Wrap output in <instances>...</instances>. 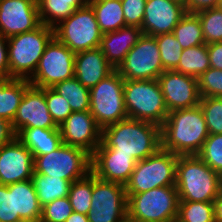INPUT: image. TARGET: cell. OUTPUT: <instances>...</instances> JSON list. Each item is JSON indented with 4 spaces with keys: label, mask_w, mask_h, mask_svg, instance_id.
Segmentation results:
<instances>
[{
    "label": "cell",
    "mask_w": 222,
    "mask_h": 222,
    "mask_svg": "<svg viewBox=\"0 0 222 222\" xmlns=\"http://www.w3.org/2000/svg\"><path fill=\"white\" fill-rule=\"evenodd\" d=\"M208 136L200 105L170 111L161 126V147L178 156L198 155Z\"/></svg>",
    "instance_id": "1"
},
{
    "label": "cell",
    "mask_w": 222,
    "mask_h": 222,
    "mask_svg": "<svg viewBox=\"0 0 222 222\" xmlns=\"http://www.w3.org/2000/svg\"><path fill=\"white\" fill-rule=\"evenodd\" d=\"M101 143L114 154L146 159L161 148V127L157 124L126 118L101 129Z\"/></svg>",
    "instance_id": "2"
},
{
    "label": "cell",
    "mask_w": 222,
    "mask_h": 222,
    "mask_svg": "<svg viewBox=\"0 0 222 222\" xmlns=\"http://www.w3.org/2000/svg\"><path fill=\"white\" fill-rule=\"evenodd\" d=\"M175 186L180 201L213 202L222 190V176L198 155L178 156Z\"/></svg>",
    "instance_id": "3"
},
{
    "label": "cell",
    "mask_w": 222,
    "mask_h": 222,
    "mask_svg": "<svg viewBox=\"0 0 222 222\" xmlns=\"http://www.w3.org/2000/svg\"><path fill=\"white\" fill-rule=\"evenodd\" d=\"M53 38L54 28L43 23L32 31L7 38L9 77L29 79Z\"/></svg>",
    "instance_id": "4"
},
{
    "label": "cell",
    "mask_w": 222,
    "mask_h": 222,
    "mask_svg": "<svg viewBox=\"0 0 222 222\" xmlns=\"http://www.w3.org/2000/svg\"><path fill=\"white\" fill-rule=\"evenodd\" d=\"M179 195L175 185L127 195V216L134 222H176Z\"/></svg>",
    "instance_id": "5"
},
{
    "label": "cell",
    "mask_w": 222,
    "mask_h": 222,
    "mask_svg": "<svg viewBox=\"0 0 222 222\" xmlns=\"http://www.w3.org/2000/svg\"><path fill=\"white\" fill-rule=\"evenodd\" d=\"M124 101L130 119L161 127L169 113L157 79L124 80Z\"/></svg>",
    "instance_id": "6"
},
{
    "label": "cell",
    "mask_w": 222,
    "mask_h": 222,
    "mask_svg": "<svg viewBox=\"0 0 222 222\" xmlns=\"http://www.w3.org/2000/svg\"><path fill=\"white\" fill-rule=\"evenodd\" d=\"M177 160L178 155L161 147L151 156L138 161L125 184L126 196L175 185Z\"/></svg>",
    "instance_id": "7"
},
{
    "label": "cell",
    "mask_w": 222,
    "mask_h": 222,
    "mask_svg": "<svg viewBox=\"0 0 222 222\" xmlns=\"http://www.w3.org/2000/svg\"><path fill=\"white\" fill-rule=\"evenodd\" d=\"M89 112L101 129L128 118L124 79L116 69L90 89Z\"/></svg>",
    "instance_id": "8"
},
{
    "label": "cell",
    "mask_w": 222,
    "mask_h": 222,
    "mask_svg": "<svg viewBox=\"0 0 222 222\" xmlns=\"http://www.w3.org/2000/svg\"><path fill=\"white\" fill-rule=\"evenodd\" d=\"M34 172L71 183L91 172V155L85 150L62 143L51 153L34 157Z\"/></svg>",
    "instance_id": "9"
},
{
    "label": "cell",
    "mask_w": 222,
    "mask_h": 222,
    "mask_svg": "<svg viewBox=\"0 0 222 222\" xmlns=\"http://www.w3.org/2000/svg\"><path fill=\"white\" fill-rule=\"evenodd\" d=\"M102 35L88 3L54 27V37L74 53L99 47Z\"/></svg>",
    "instance_id": "10"
},
{
    "label": "cell",
    "mask_w": 222,
    "mask_h": 222,
    "mask_svg": "<svg viewBox=\"0 0 222 222\" xmlns=\"http://www.w3.org/2000/svg\"><path fill=\"white\" fill-rule=\"evenodd\" d=\"M75 53L55 37L46 46L34 74L28 79L31 86L52 88L74 77Z\"/></svg>",
    "instance_id": "11"
},
{
    "label": "cell",
    "mask_w": 222,
    "mask_h": 222,
    "mask_svg": "<svg viewBox=\"0 0 222 222\" xmlns=\"http://www.w3.org/2000/svg\"><path fill=\"white\" fill-rule=\"evenodd\" d=\"M116 70L124 80L157 79L165 70L155 37L143 34Z\"/></svg>",
    "instance_id": "12"
},
{
    "label": "cell",
    "mask_w": 222,
    "mask_h": 222,
    "mask_svg": "<svg viewBox=\"0 0 222 222\" xmlns=\"http://www.w3.org/2000/svg\"><path fill=\"white\" fill-rule=\"evenodd\" d=\"M89 222H120L127 217L125 185L105 181L93 174Z\"/></svg>",
    "instance_id": "13"
},
{
    "label": "cell",
    "mask_w": 222,
    "mask_h": 222,
    "mask_svg": "<svg viewBox=\"0 0 222 222\" xmlns=\"http://www.w3.org/2000/svg\"><path fill=\"white\" fill-rule=\"evenodd\" d=\"M157 80L168 112L199 105L201 95L198 78L174 70H166Z\"/></svg>",
    "instance_id": "14"
},
{
    "label": "cell",
    "mask_w": 222,
    "mask_h": 222,
    "mask_svg": "<svg viewBox=\"0 0 222 222\" xmlns=\"http://www.w3.org/2000/svg\"><path fill=\"white\" fill-rule=\"evenodd\" d=\"M16 136L24 128L57 129L49 113L45 88L30 86L20 102L12 122Z\"/></svg>",
    "instance_id": "15"
},
{
    "label": "cell",
    "mask_w": 222,
    "mask_h": 222,
    "mask_svg": "<svg viewBox=\"0 0 222 222\" xmlns=\"http://www.w3.org/2000/svg\"><path fill=\"white\" fill-rule=\"evenodd\" d=\"M41 24L37 0H0V33L9 38Z\"/></svg>",
    "instance_id": "16"
},
{
    "label": "cell",
    "mask_w": 222,
    "mask_h": 222,
    "mask_svg": "<svg viewBox=\"0 0 222 222\" xmlns=\"http://www.w3.org/2000/svg\"><path fill=\"white\" fill-rule=\"evenodd\" d=\"M62 143L92 155L101 143V128L89 111L72 112L59 126Z\"/></svg>",
    "instance_id": "17"
},
{
    "label": "cell",
    "mask_w": 222,
    "mask_h": 222,
    "mask_svg": "<svg viewBox=\"0 0 222 222\" xmlns=\"http://www.w3.org/2000/svg\"><path fill=\"white\" fill-rule=\"evenodd\" d=\"M34 158L25 145L15 138L0 148V184L9 185L31 180Z\"/></svg>",
    "instance_id": "18"
},
{
    "label": "cell",
    "mask_w": 222,
    "mask_h": 222,
    "mask_svg": "<svg viewBox=\"0 0 222 222\" xmlns=\"http://www.w3.org/2000/svg\"><path fill=\"white\" fill-rule=\"evenodd\" d=\"M185 14V3L171 0H146L142 32L150 36L172 33Z\"/></svg>",
    "instance_id": "19"
},
{
    "label": "cell",
    "mask_w": 222,
    "mask_h": 222,
    "mask_svg": "<svg viewBox=\"0 0 222 222\" xmlns=\"http://www.w3.org/2000/svg\"><path fill=\"white\" fill-rule=\"evenodd\" d=\"M137 162L132 155L114 154L100 143L91 155V172L102 180L125 185Z\"/></svg>",
    "instance_id": "20"
},
{
    "label": "cell",
    "mask_w": 222,
    "mask_h": 222,
    "mask_svg": "<svg viewBox=\"0 0 222 222\" xmlns=\"http://www.w3.org/2000/svg\"><path fill=\"white\" fill-rule=\"evenodd\" d=\"M114 70L99 47L75 53L74 77L88 89L93 88Z\"/></svg>",
    "instance_id": "21"
},
{
    "label": "cell",
    "mask_w": 222,
    "mask_h": 222,
    "mask_svg": "<svg viewBox=\"0 0 222 222\" xmlns=\"http://www.w3.org/2000/svg\"><path fill=\"white\" fill-rule=\"evenodd\" d=\"M142 35L143 32L140 27H122L116 31L104 33L99 48L107 61L117 69Z\"/></svg>",
    "instance_id": "22"
},
{
    "label": "cell",
    "mask_w": 222,
    "mask_h": 222,
    "mask_svg": "<svg viewBox=\"0 0 222 222\" xmlns=\"http://www.w3.org/2000/svg\"><path fill=\"white\" fill-rule=\"evenodd\" d=\"M16 138L32 153L33 158L51 153L62 144L59 127L57 129L24 128Z\"/></svg>",
    "instance_id": "23"
},
{
    "label": "cell",
    "mask_w": 222,
    "mask_h": 222,
    "mask_svg": "<svg viewBox=\"0 0 222 222\" xmlns=\"http://www.w3.org/2000/svg\"><path fill=\"white\" fill-rule=\"evenodd\" d=\"M28 79L3 78L0 79V117L13 122L16 111L30 87Z\"/></svg>",
    "instance_id": "24"
},
{
    "label": "cell",
    "mask_w": 222,
    "mask_h": 222,
    "mask_svg": "<svg viewBox=\"0 0 222 222\" xmlns=\"http://www.w3.org/2000/svg\"><path fill=\"white\" fill-rule=\"evenodd\" d=\"M87 3L88 0H37L40 22L54 28Z\"/></svg>",
    "instance_id": "25"
},
{
    "label": "cell",
    "mask_w": 222,
    "mask_h": 222,
    "mask_svg": "<svg viewBox=\"0 0 222 222\" xmlns=\"http://www.w3.org/2000/svg\"><path fill=\"white\" fill-rule=\"evenodd\" d=\"M15 215L22 220H40L42 207L32 180L14 183Z\"/></svg>",
    "instance_id": "26"
},
{
    "label": "cell",
    "mask_w": 222,
    "mask_h": 222,
    "mask_svg": "<svg viewBox=\"0 0 222 222\" xmlns=\"http://www.w3.org/2000/svg\"><path fill=\"white\" fill-rule=\"evenodd\" d=\"M88 4L94 10L103 34L126 27L121 0H88Z\"/></svg>",
    "instance_id": "27"
},
{
    "label": "cell",
    "mask_w": 222,
    "mask_h": 222,
    "mask_svg": "<svg viewBox=\"0 0 222 222\" xmlns=\"http://www.w3.org/2000/svg\"><path fill=\"white\" fill-rule=\"evenodd\" d=\"M40 206L43 207L55 199L68 196L71 182L62 178L41 175L33 172L31 178Z\"/></svg>",
    "instance_id": "28"
},
{
    "label": "cell",
    "mask_w": 222,
    "mask_h": 222,
    "mask_svg": "<svg viewBox=\"0 0 222 222\" xmlns=\"http://www.w3.org/2000/svg\"><path fill=\"white\" fill-rule=\"evenodd\" d=\"M210 68L207 44L183 49L174 71L199 78Z\"/></svg>",
    "instance_id": "29"
},
{
    "label": "cell",
    "mask_w": 222,
    "mask_h": 222,
    "mask_svg": "<svg viewBox=\"0 0 222 222\" xmlns=\"http://www.w3.org/2000/svg\"><path fill=\"white\" fill-rule=\"evenodd\" d=\"M52 89L68 100L72 112L89 111L90 89L84 87L75 77L55 84Z\"/></svg>",
    "instance_id": "30"
},
{
    "label": "cell",
    "mask_w": 222,
    "mask_h": 222,
    "mask_svg": "<svg viewBox=\"0 0 222 222\" xmlns=\"http://www.w3.org/2000/svg\"><path fill=\"white\" fill-rule=\"evenodd\" d=\"M172 33L183 49L205 44L201 22L195 13H186Z\"/></svg>",
    "instance_id": "31"
},
{
    "label": "cell",
    "mask_w": 222,
    "mask_h": 222,
    "mask_svg": "<svg viewBox=\"0 0 222 222\" xmlns=\"http://www.w3.org/2000/svg\"><path fill=\"white\" fill-rule=\"evenodd\" d=\"M92 191V172H90L85 178L71 183L68 198L74 212L82 213L85 215L90 212Z\"/></svg>",
    "instance_id": "32"
},
{
    "label": "cell",
    "mask_w": 222,
    "mask_h": 222,
    "mask_svg": "<svg viewBox=\"0 0 222 222\" xmlns=\"http://www.w3.org/2000/svg\"><path fill=\"white\" fill-rule=\"evenodd\" d=\"M176 222H215L214 203L179 201Z\"/></svg>",
    "instance_id": "33"
},
{
    "label": "cell",
    "mask_w": 222,
    "mask_h": 222,
    "mask_svg": "<svg viewBox=\"0 0 222 222\" xmlns=\"http://www.w3.org/2000/svg\"><path fill=\"white\" fill-rule=\"evenodd\" d=\"M160 51L163 69L174 70L180 60L183 48L173 33L154 36Z\"/></svg>",
    "instance_id": "34"
},
{
    "label": "cell",
    "mask_w": 222,
    "mask_h": 222,
    "mask_svg": "<svg viewBox=\"0 0 222 222\" xmlns=\"http://www.w3.org/2000/svg\"><path fill=\"white\" fill-rule=\"evenodd\" d=\"M195 14L200 19L205 44L222 42V10L214 7Z\"/></svg>",
    "instance_id": "35"
},
{
    "label": "cell",
    "mask_w": 222,
    "mask_h": 222,
    "mask_svg": "<svg viewBox=\"0 0 222 222\" xmlns=\"http://www.w3.org/2000/svg\"><path fill=\"white\" fill-rule=\"evenodd\" d=\"M199 105L209 134H222V97L201 98Z\"/></svg>",
    "instance_id": "36"
},
{
    "label": "cell",
    "mask_w": 222,
    "mask_h": 222,
    "mask_svg": "<svg viewBox=\"0 0 222 222\" xmlns=\"http://www.w3.org/2000/svg\"><path fill=\"white\" fill-rule=\"evenodd\" d=\"M198 156L222 176V134H209Z\"/></svg>",
    "instance_id": "37"
},
{
    "label": "cell",
    "mask_w": 222,
    "mask_h": 222,
    "mask_svg": "<svg viewBox=\"0 0 222 222\" xmlns=\"http://www.w3.org/2000/svg\"><path fill=\"white\" fill-rule=\"evenodd\" d=\"M45 99L49 113L55 124L59 127L72 113L69 102L52 88H45Z\"/></svg>",
    "instance_id": "38"
},
{
    "label": "cell",
    "mask_w": 222,
    "mask_h": 222,
    "mask_svg": "<svg viewBox=\"0 0 222 222\" xmlns=\"http://www.w3.org/2000/svg\"><path fill=\"white\" fill-rule=\"evenodd\" d=\"M72 212L68 196L58 198L42 207L40 222H65Z\"/></svg>",
    "instance_id": "39"
},
{
    "label": "cell",
    "mask_w": 222,
    "mask_h": 222,
    "mask_svg": "<svg viewBox=\"0 0 222 222\" xmlns=\"http://www.w3.org/2000/svg\"><path fill=\"white\" fill-rule=\"evenodd\" d=\"M201 98L222 97V70L209 68L198 78Z\"/></svg>",
    "instance_id": "40"
},
{
    "label": "cell",
    "mask_w": 222,
    "mask_h": 222,
    "mask_svg": "<svg viewBox=\"0 0 222 222\" xmlns=\"http://www.w3.org/2000/svg\"><path fill=\"white\" fill-rule=\"evenodd\" d=\"M19 215H15L14 183L0 184V222L21 221Z\"/></svg>",
    "instance_id": "41"
},
{
    "label": "cell",
    "mask_w": 222,
    "mask_h": 222,
    "mask_svg": "<svg viewBox=\"0 0 222 222\" xmlns=\"http://www.w3.org/2000/svg\"><path fill=\"white\" fill-rule=\"evenodd\" d=\"M146 0H121L126 26L140 27L144 19Z\"/></svg>",
    "instance_id": "42"
},
{
    "label": "cell",
    "mask_w": 222,
    "mask_h": 222,
    "mask_svg": "<svg viewBox=\"0 0 222 222\" xmlns=\"http://www.w3.org/2000/svg\"><path fill=\"white\" fill-rule=\"evenodd\" d=\"M210 68L222 70V42L207 44Z\"/></svg>",
    "instance_id": "43"
},
{
    "label": "cell",
    "mask_w": 222,
    "mask_h": 222,
    "mask_svg": "<svg viewBox=\"0 0 222 222\" xmlns=\"http://www.w3.org/2000/svg\"><path fill=\"white\" fill-rule=\"evenodd\" d=\"M7 38L0 33V79L9 78Z\"/></svg>",
    "instance_id": "44"
},
{
    "label": "cell",
    "mask_w": 222,
    "mask_h": 222,
    "mask_svg": "<svg viewBox=\"0 0 222 222\" xmlns=\"http://www.w3.org/2000/svg\"><path fill=\"white\" fill-rule=\"evenodd\" d=\"M16 138L12 123L5 118L0 117V148L9 144Z\"/></svg>",
    "instance_id": "45"
},
{
    "label": "cell",
    "mask_w": 222,
    "mask_h": 222,
    "mask_svg": "<svg viewBox=\"0 0 222 222\" xmlns=\"http://www.w3.org/2000/svg\"><path fill=\"white\" fill-rule=\"evenodd\" d=\"M219 0H186V13H197L199 11L214 8Z\"/></svg>",
    "instance_id": "46"
},
{
    "label": "cell",
    "mask_w": 222,
    "mask_h": 222,
    "mask_svg": "<svg viewBox=\"0 0 222 222\" xmlns=\"http://www.w3.org/2000/svg\"><path fill=\"white\" fill-rule=\"evenodd\" d=\"M215 222H222V190L219 195L213 201Z\"/></svg>",
    "instance_id": "47"
},
{
    "label": "cell",
    "mask_w": 222,
    "mask_h": 222,
    "mask_svg": "<svg viewBox=\"0 0 222 222\" xmlns=\"http://www.w3.org/2000/svg\"><path fill=\"white\" fill-rule=\"evenodd\" d=\"M65 222H89V220L87 215L73 211Z\"/></svg>",
    "instance_id": "48"
},
{
    "label": "cell",
    "mask_w": 222,
    "mask_h": 222,
    "mask_svg": "<svg viewBox=\"0 0 222 222\" xmlns=\"http://www.w3.org/2000/svg\"><path fill=\"white\" fill-rule=\"evenodd\" d=\"M120 222H134L133 220H131L128 216L125 217L123 220H121Z\"/></svg>",
    "instance_id": "49"
},
{
    "label": "cell",
    "mask_w": 222,
    "mask_h": 222,
    "mask_svg": "<svg viewBox=\"0 0 222 222\" xmlns=\"http://www.w3.org/2000/svg\"><path fill=\"white\" fill-rule=\"evenodd\" d=\"M218 9L222 10V0L218 1V4L216 6Z\"/></svg>",
    "instance_id": "50"
},
{
    "label": "cell",
    "mask_w": 222,
    "mask_h": 222,
    "mask_svg": "<svg viewBox=\"0 0 222 222\" xmlns=\"http://www.w3.org/2000/svg\"><path fill=\"white\" fill-rule=\"evenodd\" d=\"M18 222H40V220H21Z\"/></svg>",
    "instance_id": "51"
},
{
    "label": "cell",
    "mask_w": 222,
    "mask_h": 222,
    "mask_svg": "<svg viewBox=\"0 0 222 222\" xmlns=\"http://www.w3.org/2000/svg\"><path fill=\"white\" fill-rule=\"evenodd\" d=\"M173 2L186 3V0H171Z\"/></svg>",
    "instance_id": "52"
}]
</instances>
